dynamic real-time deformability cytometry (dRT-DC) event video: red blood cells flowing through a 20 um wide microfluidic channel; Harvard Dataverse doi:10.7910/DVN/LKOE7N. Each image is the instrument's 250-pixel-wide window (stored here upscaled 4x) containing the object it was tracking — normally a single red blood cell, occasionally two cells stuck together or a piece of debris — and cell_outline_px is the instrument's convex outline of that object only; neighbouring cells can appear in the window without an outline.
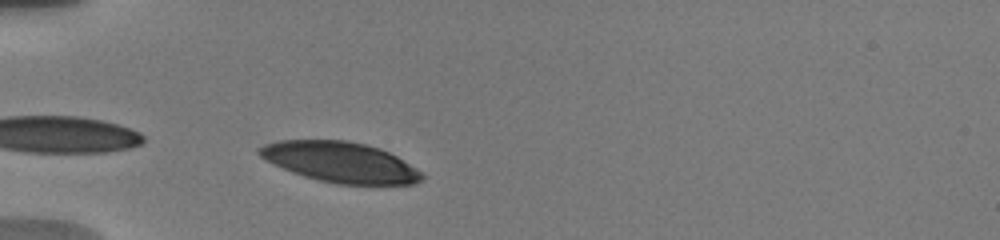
{"species": "human", "species_latin": "Homo sapiens", "temperature_condition": "warm", "stored_images_in_passage": 31, "camera_frame_rate_fps": 3000, "um_per_image_px": 0.085, "donor": {"sex": "male"}, "frame": {"image": 1, "passage_image": 3, "time_ms": 0.667, "image_size_px": [1000, 240], "cell_outline_px": [[424, 176], [416, 184], [336, 184], [304, 176], [292, 172], [260, 156], [256, 152], [264, 144], [280, 140], [348, 140], [380, 148], [396, 156], [424, 172]], "centroid_in_image_um": [28.97, 13.78], "position_along_channel_um": 56.0, "area_um2": 38.03}}
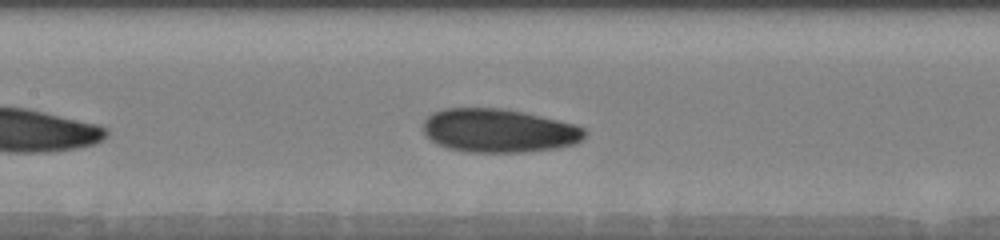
{"frame": {"image": 2, "passage_image": 16, "time_ms": 4.0, "image_size_px": [1000, 240], "cell_outline_px": [[588, 132], [580, 140], [572, 144], [556, 148], [524, 152], [472, 152], [448, 148], [436, 144], [424, 136], [424, 120], [432, 112], [444, 108], [504, 108], [524, 112], [576, 124], [584, 128]], "centroid_in_image_um": [42.37, 11.09], "position_along_channel_um": 165.0, "area_um2": 41.21}}
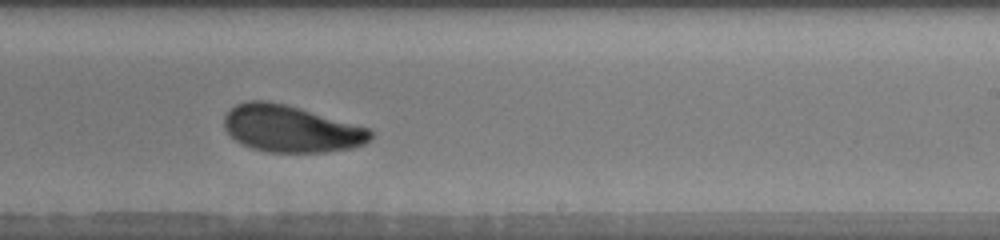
{"frame": {"image": 3, "passage_image": 27, "time_ms": 6.667, "image_size_px": [1000, 240], "cell_outline_px": [[372, 136], [364, 144], [352, 148], [328, 152], [268, 152], [252, 148], [236, 140], [224, 128], [224, 116], [236, 104], [248, 100], [268, 100], [300, 108], [372, 128]], "centroid_in_image_um": [24.76, 10.94], "position_along_channel_um": 264.2, "area_um2": 40.0}}